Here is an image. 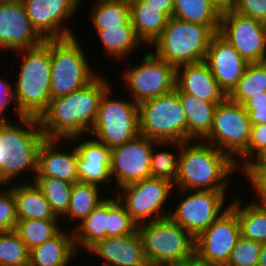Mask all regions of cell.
<instances>
[{"label": "cell", "instance_id": "16", "mask_svg": "<svg viewBox=\"0 0 266 266\" xmlns=\"http://www.w3.org/2000/svg\"><path fill=\"white\" fill-rule=\"evenodd\" d=\"M156 143L139 134L111 149L110 172L117 189L151 177V153Z\"/></svg>", "mask_w": 266, "mask_h": 266}, {"label": "cell", "instance_id": "35", "mask_svg": "<svg viewBox=\"0 0 266 266\" xmlns=\"http://www.w3.org/2000/svg\"><path fill=\"white\" fill-rule=\"evenodd\" d=\"M58 223H60L59 220H18L15 231L31 250L55 237L62 230Z\"/></svg>", "mask_w": 266, "mask_h": 266}, {"label": "cell", "instance_id": "13", "mask_svg": "<svg viewBox=\"0 0 266 266\" xmlns=\"http://www.w3.org/2000/svg\"><path fill=\"white\" fill-rule=\"evenodd\" d=\"M140 65L126 69L124 83L138 105L175 89L176 68L153 52H147Z\"/></svg>", "mask_w": 266, "mask_h": 266}, {"label": "cell", "instance_id": "49", "mask_svg": "<svg viewBox=\"0 0 266 266\" xmlns=\"http://www.w3.org/2000/svg\"><path fill=\"white\" fill-rule=\"evenodd\" d=\"M209 1L220 14L233 10L235 5V0H209Z\"/></svg>", "mask_w": 266, "mask_h": 266}, {"label": "cell", "instance_id": "52", "mask_svg": "<svg viewBox=\"0 0 266 266\" xmlns=\"http://www.w3.org/2000/svg\"><path fill=\"white\" fill-rule=\"evenodd\" d=\"M169 266H203V264L199 262L196 258H194L188 262H182V263L169 265Z\"/></svg>", "mask_w": 266, "mask_h": 266}, {"label": "cell", "instance_id": "24", "mask_svg": "<svg viewBox=\"0 0 266 266\" xmlns=\"http://www.w3.org/2000/svg\"><path fill=\"white\" fill-rule=\"evenodd\" d=\"M16 182L9 189L15 199L17 220L44 219L59 220L52 212L51 207L42 190L32 181L30 183Z\"/></svg>", "mask_w": 266, "mask_h": 266}, {"label": "cell", "instance_id": "25", "mask_svg": "<svg viewBox=\"0 0 266 266\" xmlns=\"http://www.w3.org/2000/svg\"><path fill=\"white\" fill-rule=\"evenodd\" d=\"M61 230L55 237L30 250L29 266H68L77 253L73 231Z\"/></svg>", "mask_w": 266, "mask_h": 266}, {"label": "cell", "instance_id": "12", "mask_svg": "<svg viewBox=\"0 0 266 266\" xmlns=\"http://www.w3.org/2000/svg\"><path fill=\"white\" fill-rule=\"evenodd\" d=\"M184 195L170 211L169 217L194 238L212 225L228 210L224 209L226 191L178 190Z\"/></svg>", "mask_w": 266, "mask_h": 266}, {"label": "cell", "instance_id": "18", "mask_svg": "<svg viewBox=\"0 0 266 266\" xmlns=\"http://www.w3.org/2000/svg\"><path fill=\"white\" fill-rule=\"evenodd\" d=\"M44 39L32 27L21 0L0 3V48L16 51L38 46Z\"/></svg>", "mask_w": 266, "mask_h": 266}, {"label": "cell", "instance_id": "31", "mask_svg": "<svg viewBox=\"0 0 266 266\" xmlns=\"http://www.w3.org/2000/svg\"><path fill=\"white\" fill-rule=\"evenodd\" d=\"M100 187L96 184L75 182L72 185L70 203L64 219L79 221L80 224L106 197L100 195ZM66 217V218H65Z\"/></svg>", "mask_w": 266, "mask_h": 266}, {"label": "cell", "instance_id": "23", "mask_svg": "<svg viewBox=\"0 0 266 266\" xmlns=\"http://www.w3.org/2000/svg\"><path fill=\"white\" fill-rule=\"evenodd\" d=\"M61 139H48L42 142L38 151L35 177H52L70 183L78 182L77 155L74 148L70 152L58 151Z\"/></svg>", "mask_w": 266, "mask_h": 266}, {"label": "cell", "instance_id": "5", "mask_svg": "<svg viewBox=\"0 0 266 266\" xmlns=\"http://www.w3.org/2000/svg\"><path fill=\"white\" fill-rule=\"evenodd\" d=\"M214 34L207 25L171 17L151 47L157 57L177 68L204 61Z\"/></svg>", "mask_w": 266, "mask_h": 266}, {"label": "cell", "instance_id": "30", "mask_svg": "<svg viewBox=\"0 0 266 266\" xmlns=\"http://www.w3.org/2000/svg\"><path fill=\"white\" fill-rule=\"evenodd\" d=\"M172 17L219 31L221 14L209 0H174Z\"/></svg>", "mask_w": 266, "mask_h": 266}, {"label": "cell", "instance_id": "27", "mask_svg": "<svg viewBox=\"0 0 266 266\" xmlns=\"http://www.w3.org/2000/svg\"><path fill=\"white\" fill-rule=\"evenodd\" d=\"M232 199L229 207L237 215L241 236L258 243L266 242V207L253 202L242 207V201L235 195Z\"/></svg>", "mask_w": 266, "mask_h": 266}, {"label": "cell", "instance_id": "34", "mask_svg": "<svg viewBox=\"0 0 266 266\" xmlns=\"http://www.w3.org/2000/svg\"><path fill=\"white\" fill-rule=\"evenodd\" d=\"M263 92H266V61L248 63L237 86L228 97L243 105L249 98Z\"/></svg>", "mask_w": 266, "mask_h": 266}, {"label": "cell", "instance_id": "46", "mask_svg": "<svg viewBox=\"0 0 266 266\" xmlns=\"http://www.w3.org/2000/svg\"><path fill=\"white\" fill-rule=\"evenodd\" d=\"M7 80L0 78V120H7L4 116L9 103H14L13 87Z\"/></svg>", "mask_w": 266, "mask_h": 266}, {"label": "cell", "instance_id": "10", "mask_svg": "<svg viewBox=\"0 0 266 266\" xmlns=\"http://www.w3.org/2000/svg\"><path fill=\"white\" fill-rule=\"evenodd\" d=\"M251 123L248 112L228 96L218 103L210 133L202 140L229 155L235 162L248 148Z\"/></svg>", "mask_w": 266, "mask_h": 266}, {"label": "cell", "instance_id": "29", "mask_svg": "<svg viewBox=\"0 0 266 266\" xmlns=\"http://www.w3.org/2000/svg\"><path fill=\"white\" fill-rule=\"evenodd\" d=\"M72 231L77 253L83 248L87 252L97 241L107 237V196Z\"/></svg>", "mask_w": 266, "mask_h": 266}, {"label": "cell", "instance_id": "20", "mask_svg": "<svg viewBox=\"0 0 266 266\" xmlns=\"http://www.w3.org/2000/svg\"><path fill=\"white\" fill-rule=\"evenodd\" d=\"M87 251L102 258L103 266H149L138 230L129 235L105 237Z\"/></svg>", "mask_w": 266, "mask_h": 266}, {"label": "cell", "instance_id": "50", "mask_svg": "<svg viewBox=\"0 0 266 266\" xmlns=\"http://www.w3.org/2000/svg\"><path fill=\"white\" fill-rule=\"evenodd\" d=\"M258 266H266V242L261 243L260 256Z\"/></svg>", "mask_w": 266, "mask_h": 266}, {"label": "cell", "instance_id": "54", "mask_svg": "<svg viewBox=\"0 0 266 266\" xmlns=\"http://www.w3.org/2000/svg\"><path fill=\"white\" fill-rule=\"evenodd\" d=\"M0 186L4 187V184L0 181Z\"/></svg>", "mask_w": 266, "mask_h": 266}, {"label": "cell", "instance_id": "21", "mask_svg": "<svg viewBox=\"0 0 266 266\" xmlns=\"http://www.w3.org/2000/svg\"><path fill=\"white\" fill-rule=\"evenodd\" d=\"M79 182L112 184L110 172L111 149L98 142L96 138L83 140L75 146ZM110 182V183H109Z\"/></svg>", "mask_w": 266, "mask_h": 266}, {"label": "cell", "instance_id": "39", "mask_svg": "<svg viewBox=\"0 0 266 266\" xmlns=\"http://www.w3.org/2000/svg\"><path fill=\"white\" fill-rule=\"evenodd\" d=\"M158 147H169V142H157L151 153V177L162 178L174 184L178 174L179 155L167 151H156Z\"/></svg>", "mask_w": 266, "mask_h": 266}, {"label": "cell", "instance_id": "19", "mask_svg": "<svg viewBox=\"0 0 266 266\" xmlns=\"http://www.w3.org/2000/svg\"><path fill=\"white\" fill-rule=\"evenodd\" d=\"M204 62L227 96L237 86L248 64L218 32L210 40Z\"/></svg>", "mask_w": 266, "mask_h": 266}, {"label": "cell", "instance_id": "6", "mask_svg": "<svg viewBox=\"0 0 266 266\" xmlns=\"http://www.w3.org/2000/svg\"><path fill=\"white\" fill-rule=\"evenodd\" d=\"M149 266H169L195 258V238L170 217L138 225Z\"/></svg>", "mask_w": 266, "mask_h": 266}, {"label": "cell", "instance_id": "47", "mask_svg": "<svg viewBox=\"0 0 266 266\" xmlns=\"http://www.w3.org/2000/svg\"><path fill=\"white\" fill-rule=\"evenodd\" d=\"M248 112L251 125L266 124V107H256V109H245Z\"/></svg>", "mask_w": 266, "mask_h": 266}, {"label": "cell", "instance_id": "26", "mask_svg": "<svg viewBox=\"0 0 266 266\" xmlns=\"http://www.w3.org/2000/svg\"><path fill=\"white\" fill-rule=\"evenodd\" d=\"M179 100L186 114L187 142L201 141L210 133L218 103L206 102L188 93H179Z\"/></svg>", "mask_w": 266, "mask_h": 266}, {"label": "cell", "instance_id": "41", "mask_svg": "<svg viewBox=\"0 0 266 266\" xmlns=\"http://www.w3.org/2000/svg\"><path fill=\"white\" fill-rule=\"evenodd\" d=\"M266 149V124L251 125L250 140L247 150L239 157L242 160L235 162L238 169L255 159ZM241 161V162H240ZM239 163V164H238Z\"/></svg>", "mask_w": 266, "mask_h": 266}, {"label": "cell", "instance_id": "8", "mask_svg": "<svg viewBox=\"0 0 266 266\" xmlns=\"http://www.w3.org/2000/svg\"><path fill=\"white\" fill-rule=\"evenodd\" d=\"M138 112L141 135L157 142H187L186 114L176 89L138 104Z\"/></svg>", "mask_w": 266, "mask_h": 266}, {"label": "cell", "instance_id": "7", "mask_svg": "<svg viewBox=\"0 0 266 266\" xmlns=\"http://www.w3.org/2000/svg\"><path fill=\"white\" fill-rule=\"evenodd\" d=\"M80 45L76 36L50 39L51 99L79 90L98 76Z\"/></svg>", "mask_w": 266, "mask_h": 266}, {"label": "cell", "instance_id": "44", "mask_svg": "<svg viewBox=\"0 0 266 266\" xmlns=\"http://www.w3.org/2000/svg\"><path fill=\"white\" fill-rule=\"evenodd\" d=\"M233 11L266 24V0H235Z\"/></svg>", "mask_w": 266, "mask_h": 266}, {"label": "cell", "instance_id": "1", "mask_svg": "<svg viewBox=\"0 0 266 266\" xmlns=\"http://www.w3.org/2000/svg\"><path fill=\"white\" fill-rule=\"evenodd\" d=\"M110 86L105 76L98 75L85 87L52 98L46 112L39 118L45 137L74 142L83 138L91 131L101 98Z\"/></svg>", "mask_w": 266, "mask_h": 266}, {"label": "cell", "instance_id": "33", "mask_svg": "<svg viewBox=\"0 0 266 266\" xmlns=\"http://www.w3.org/2000/svg\"><path fill=\"white\" fill-rule=\"evenodd\" d=\"M91 8L90 19L95 30L120 27L131 20L129 0H96Z\"/></svg>", "mask_w": 266, "mask_h": 266}, {"label": "cell", "instance_id": "43", "mask_svg": "<svg viewBox=\"0 0 266 266\" xmlns=\"http://www.w3.org/2000/svg\"><path fill=\"white\" fill-rule=\"evenodd\" d=\"M17 221L13 192L3 189L0 192V232L15 230Z\"/></svg>", "mask_w": 266, "mask_h": 266}, {"label": "cell", "instance_id": "42", "mask_svg": "<svg viewBox=\"0 0 266 266\" xmlns=\"http://www.w3.org/2000/svg\"><path fill=\"white\" fill-rule=\"evenodd\" d=\"M241 170L259 195V200L253 203L266 207V164H246Z\"/></svg>", "mask_w": 266, "mask_h": 266}, {"label": "cell", "instance_id": "2", "mask_svg": "<svg viewBox=\"0 0 266 266\" xmlns=\"http://www.w3.org/2000/svg\"><path fill=\"white\" fill-rule=\"evenodd\" d=\"M191 142H169V146L180 150L173 185L177 190L227 191V177L238 170L235 161L211 144L201 140H195L192 145Z\"/></svg>", "mask_w": 266, "mask_h": 266}, {"label": "cell", "instance_id": "51", "mask_svg": "<svg viewBox=\"0 0 266 266\" xmlns=\"http://www.w3.org/2000/svg\"><path fill=\"white\" fill-rule=\"evenodd\" d=\"M248 164H266V149Z\"/></svg>", "mask_w": 266, "mask_h": 266}, {"label": "cell", "instance_id": "15", "mask_svg": "<svg viewBox=\"0 0 266 266\" xmlns=\"http://www.w3.org/2000/svg\"><path fill=\"white\" fill-rule=\"evenodd\" d=\"M218 33L247 63L266 61V24L233 10L222 13Z\"/></svg>", "mask_w": 266, "mask_h": 266}, {"label": "cell", "instance_id": "40", "mask_svg": "<svg viewBox=\"0 0 266 266\" xmlns=\"http://www.w3.org/2000/svg\"><path fill=\"white\" fill-rule=\"evenodd\" d=\"M261 243L240 236L226 266H258Z\"/></svg>", "mask_w": 266, "mask_h": 266}, {"label": "cell", "instance_id": "4", "mask_svg": "<svg viewBox=\"0 0 266 266\" xmlns=\"http://www.w3.org/2000/svg\"><path fill=\"white\" fill-rule=\"evenodd\" d=\"M18 120L21 126L8 119L0 120V181L5 186L26 170L34 173V181L38 151L46 138L39 119L20 117Z\"/></svg>", "mask_w": 266, "mask_h": 266}, {"label": "cell", "instance_id": "17", "mask_svg": "<svg viewBox=\"0 0 266 266\" xmlns=\"http://www.w3.org/2000/svg\"><path fill=\"white\" fill-rule=\"evenodd\" d=\"M21 1L25 6L32 27L44 40L75 36V32L71 31L70 27H66L63 22L73 18L78 11L79 3L77 0Z\"/></svg>", "mask_w": 266, "mask_h": 266}, {"label": "cell", "instance_id": "14", "mask_svg": "<svg viewBox=\"0 0 266 266\" xmlns=\"http://www.w3.org/2000/svg\"><path fill=\"white\" fill-rule=\"evenodd\" d=\"M240 236L237 215L229 207L195 238V258L203 266H226Z\"/></svg>", "mask_w": 266, "mask_h": 266}, {"label": "cell", "instance_id": "28", "mask_svg": "<svg viewBox=\"0 0 266 266\" xmlns=\"http://www.w3.org/2000/svg\"><path fill=\"white\" fill-rule=\"evenodd\" d=\"M95 31L106 54L118 61L132 54L131 51L133 52L140 44H143L137 37L131 20L120 27Z\"/></svg>", "mask_w": 266, "mask_h": 266}, {"label": "cell", "instance_id": "38", "mask_svg": "<svg viewBox=\"0 0 266 266\" xmlns=\"http://www.w3.org/2000/svg\"><path fill=\"white\" fill-rule=\"evenodd\" d=\"M137 230V223L118 198L107 196V237L129 235Z\"/></svg>", "mask_w": 266, "mask_h": 266}, {"label": "cell", "instance_id": "45", "mask_svg": "<svg viewBox=\"0 0 266 266\" xmlns=\"http://www.w3.org/2000/svg\"><path fill=\"white\" fill-rule=\"evenodd\" d=\"M174 0H129L130 7H153L168 19L172 17Z\"/></svg>", "mask_w": 266, "mask_h": 266}, {"label": "cell", "instance_id": "37", "mask_svg": "<svg viewBox=\"0 0 266 266\" xmlns=\"http://www.w3.org/2000/svg\"><path fill=\"white\" fill-rule=\"evenodd\" d=\"M29 253L15 230L0 232V266H29Z\"/></svg>", "mask_w": 266, "mask_h": 266}, {"label": "cell", "instance_id": "11", "mask_svg": "<svg viewBox=\"0 0 266 266\" xmlns=\"http://www.w3.org/2000/svg\"><path fill=\"white\" fill-rule=\"evenodd\" d=\"M173 186L168 180L150 177L124 185L117 190L116 197L139 225L169 217L172 208L165 212L163 206L173 196Z\"/></svg>", "mask_w": 266, "mask_h": 266}, {"label": "cell", "instance_id": "9", "mask_svg": "<svg viewBox=\"0 0 266 266\" xmlns=\"http://www.w3.org/2000/svg\"><path fill=\"white\" fill-rule=\"evenodd\" d=\"M111 87L103 94L95 123L89 133L110 149L137 137L138 105L129 100L110 98Z\"/></svg>", "mask_w": 266, "mask_h": 266}, {"label": "cell", "instance_id": "36", "mask_svg": "<svg viewBox=\"0 0 266 266\" xmlns=\"http://www.w3.org/2000/svg\"><path fill=\"white\" fill-rule=\"evenodd\" d=\"M34 182L42 190L56 217L66 214L73 183L52 177H35Z\"/></svg>", "mask_w": 266, "mask_h": 266}, {"label": "cell", "instance_id": "22", "mask_svg": "<svg viewBox=\"0 0 266 266\" xmlns=\"http://www.w3.org/2000/svg\"><path fill=\"white\" fill-rule=\"evenodd\" d=\"M175 89L206 102H221L227 97L204 61L177 67Z\"/></svg>", "mask_w": 266, "mask_h": 266}, {"label": "cell", "instance_id": "3", "mask_svg": "<svg viewBox=\"0 0 266 266\" xmlns=\"http://www.w3.org/2000/svg\"><path fill=\"white\" fill-rule=\"evenodd\" d=\"M23 56L13 97L17 118L39 119L51 100L50 39L38 46L19 50Z\"/></svg>", "mask_w": 266, "mask_h": 266}, {"label": "cell", "instance_id": "32", "mask_svg": "<svg viewBox=\"0 0 266 266\" xmlns=\"http://www.w3.org/2000/svg\"><path fill=\"white\" fill-rule=\"evenodd\" d=\"M130 18L137 37L146 46H151L161 35L168 20L153 7H130Z\"/></svg>", "mask_w": 266, "mask_h": 266}, {"label": "cell", "instance_id": "48", "mask_svg": "<svg viewBox=\"0 0 266 266\" xmlns=\"http://www.w3.org/2000/svg\"><path fill=\"white\" fill-rule=\"evenodd\" d=\"M245 109H256V107H266V92L249 98L244 104Z\"/></svg>", "mask_w": 266, "mask_h": 266}, {"label": "cell", "instance_id": "53", "mask_svg": "<svg viewBox=\"0 0 266 266\" xmlns=\"http://www.w3.org/2000/svg\"><path fill=\"white\" fill-rule=\"evenodd\" d=\"M13 1H16V0H0V3H8V2H13Z\"/></svg>", "mask_w": 266, "mask_h": 266}]
</instances>
